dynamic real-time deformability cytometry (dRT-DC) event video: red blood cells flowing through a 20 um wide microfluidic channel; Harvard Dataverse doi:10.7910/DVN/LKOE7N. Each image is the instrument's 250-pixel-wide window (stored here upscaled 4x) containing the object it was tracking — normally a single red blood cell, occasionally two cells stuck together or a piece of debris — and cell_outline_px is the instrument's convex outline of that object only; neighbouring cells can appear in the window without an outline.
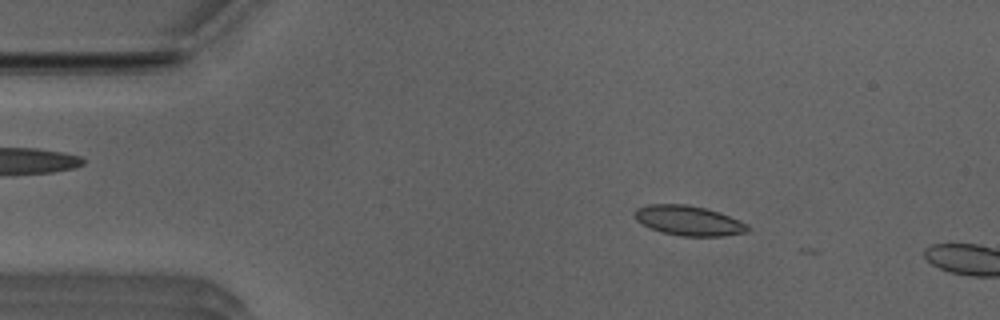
{"species": "Egyptian fruit bat (a non-hibernating species)", "species_latin": "Rousettus aegyptiacus", "temperature_condition": "room temperature", "stored_images_in_passage": 9, "camera_frame_rate_fps": 3000, "um_per_image_px": 0.085, "animal": {"sex": "male"}, "frame": {"image": 1, "passage_image": 7, "time_ms": 2.0, "image_size_px": [1000, 320], "cell_outline_px": [[752, 228], [748, 232], [724, 236], [684, 236], [660, 232], [640, 224], [632, 216], [632, 212], [636, 208], [648, 204], [684, 204], [704, 208], [720, 212], [748, 224]], "centroid_in_image_um": [58.5, 18.75], "position_along_channel_um": 26.5, "area_um2": 20.0}}